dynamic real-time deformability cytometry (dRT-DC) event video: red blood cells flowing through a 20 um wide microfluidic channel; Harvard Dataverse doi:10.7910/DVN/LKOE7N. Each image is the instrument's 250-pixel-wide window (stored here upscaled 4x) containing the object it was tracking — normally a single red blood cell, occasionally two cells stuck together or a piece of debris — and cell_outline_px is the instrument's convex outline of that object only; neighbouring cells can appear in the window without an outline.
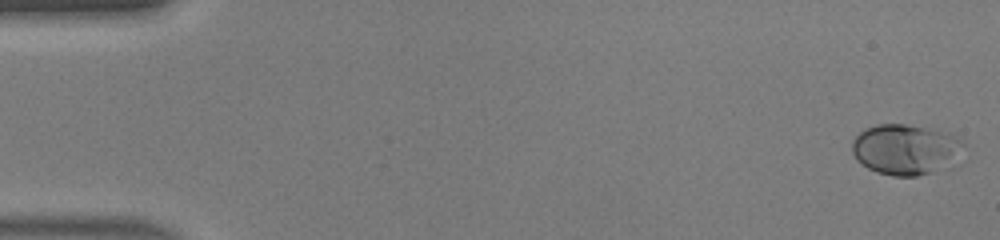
{"species": "human", "species_latin": "Homo sapiens", "temperature_condition": "warm", "stored_images_in_passage": 46, "camera_frame_rate_fps": 3000, "um_per_image_px": 0.085, "donor": {"sex": "male"}, "frame": {"image": 1, "passage_image": 1, "time_ms": 0.0, "image_size_px": [1000, 240], "cell_outline_px": [[964, 144], [932, 172], [916, 176], [892, 176], [876, 172], [868, 168], [856, 160], [852, 152], [852, 140], [864, 128], [876, 124], [904, 124], [948, 132], [956, 136]], "centroid_in_image_um": [76.79, 12.66], "position_along_channel_um": 8.2, "area_um2": 31.67}}
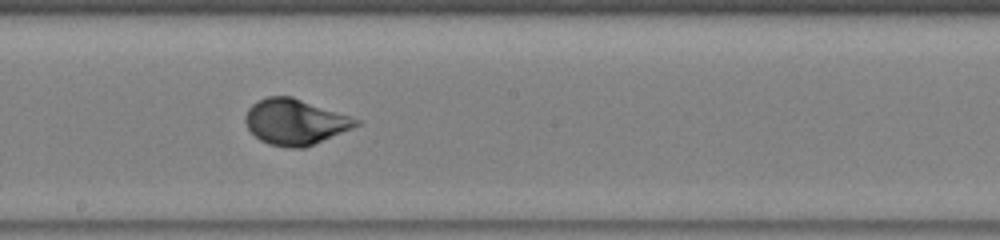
{"frame": {"image": 2, "passage_image": 26, "time_ms": 8.333, "image_size_px": [1000, 240], "cell_outline_px": [[364, 120], [360, 124], [352, 128], [304, 148], [288, 148], [268, 144], [260, 140], [248, 128], [244, 120], [244, 116], [248, 108], [252, 104], [268, 96], [292, 96]], "centroid_in_image_um": [25.1, 10.35], "position_along_channel_um": 223.1, "area_um2": 29.59}}
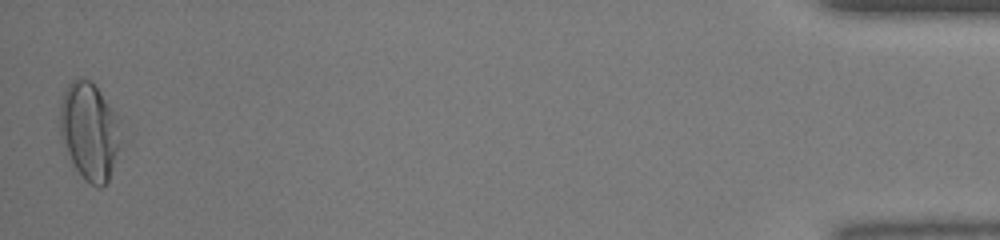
{"frame": {"image": 3, "passage_image": 46, "time_ms": 15.0, "image_size_px": [1000, 240], "cell_outline_px": [[120, 144], [108, 180], [100, 188], [96, 188], [88, 184], [84, 180], [76, 168], [60, 140], [60, 104], [64, 92], [68, 84], [72, 80], [88, 80], [100, 92], [120, 120]], "centroid_in_image_um": [7.59, 11.19], "position_along_channel_um": 427.6, "area_um2": 34.22}, "authors_computed_cell_mechanics": {"area_um2": 29.2179, "velocity_mm_per_s": 4.4408, "shape_relaxation_time_tau1_ms": 3.6642, "shape_relaxation_time_tau2_ms": null, "deformation_change_tau1": 0.1906, "deformation_change_tau2": null}}